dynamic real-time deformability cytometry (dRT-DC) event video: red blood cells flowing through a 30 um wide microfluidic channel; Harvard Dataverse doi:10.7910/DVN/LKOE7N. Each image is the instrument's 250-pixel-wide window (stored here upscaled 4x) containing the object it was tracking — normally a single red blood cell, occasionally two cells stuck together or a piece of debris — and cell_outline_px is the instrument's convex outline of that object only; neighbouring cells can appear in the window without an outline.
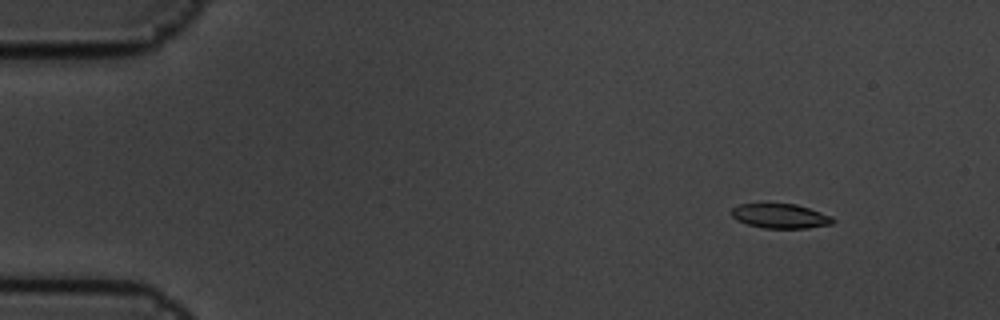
{"species": "common noctule bat (a hibernating species)", "species_latin": "Nyctalus noctula", "temperature_condition": "cold", "stored_images_in_passage": 5, "camera_frame_rate_fps": 3000, "um_per_image_px": 0.085, "animal": {"sex": "male", "body_mass_g": 19.5, "forearm_length_mm": 54.6}, "frame": {"image": 1, "passage_image": 2, "time_ms": 0.333, "image_size_px": [1000, 320], "cell_outline_px": [[836, 220], [832, 224], [808, 228], [764, 228], [748, 224], [736, 220], [732, 216], [732, 208], [740, 204], [796, 204], [832, 216]], "centroid_in_image_um": [66.35, 18.37], "position_along_channel_um": 18.7, "area_um2": 14.39}}
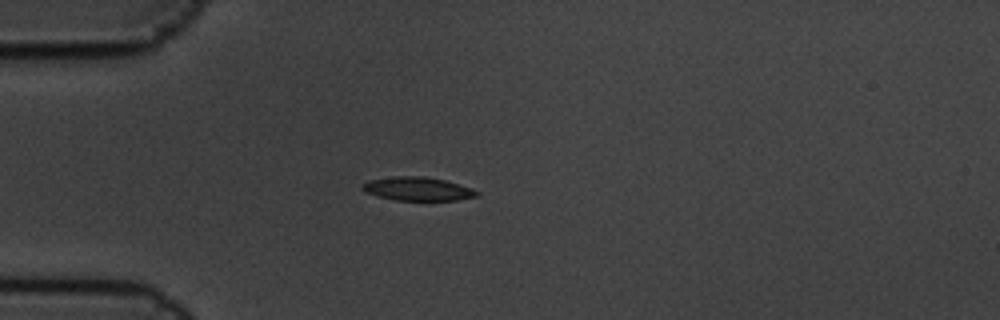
{"frame": {"image": 2, "passage_image": 5, "time_ms": 1.333, "image_size_px": [1000, 320], "cell_outline_px": [[480, 196], [456, 200], [396, 200], [376, 196], [360, 188], [360, 184], [368, 180], [396, 176], [424, 176], [444, 180], [480, 192]], "centroid_in_image_um": [35.46, 16.05], "position_along_channel_um": 49.5, "area_um2": 15.61}}